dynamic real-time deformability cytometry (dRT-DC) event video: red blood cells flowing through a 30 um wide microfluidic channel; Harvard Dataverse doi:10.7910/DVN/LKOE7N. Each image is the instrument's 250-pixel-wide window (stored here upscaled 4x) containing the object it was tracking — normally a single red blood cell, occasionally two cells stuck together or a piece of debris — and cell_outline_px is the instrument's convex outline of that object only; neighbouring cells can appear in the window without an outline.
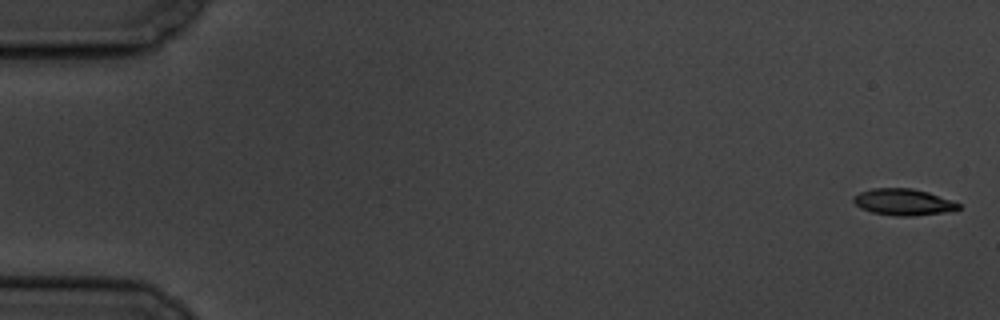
{"species": "common noctule bat (a hibernating species)", "species_latin": "Nyctalus noctula", "temperature_condition": "cold", "stored_images_in_passage": 5, "camera_frame_rate_fps": 3000, "um_per_image_px": 0.085, "animal": {"sex": "male", "body_mass_g": 19.5, "forearm_length_mm": 54.6}, "frame": {"image": 1, "passage_image": 1, "time_ms": 0.0, "image_size_px": [1000, 320], "cell_outline_px": [[960, 208], [956, 212], [912, 216], [896, 216], [872, 212], [860, 208], [852, 200], [852, 196], [860, 192], [872, 188], [912, 188], [928, 192], [960, 204]], "centroid_in_image_um": [76.8, 17.19], "position_along_channel_um": 8.2, "area_um2": 16.42}}
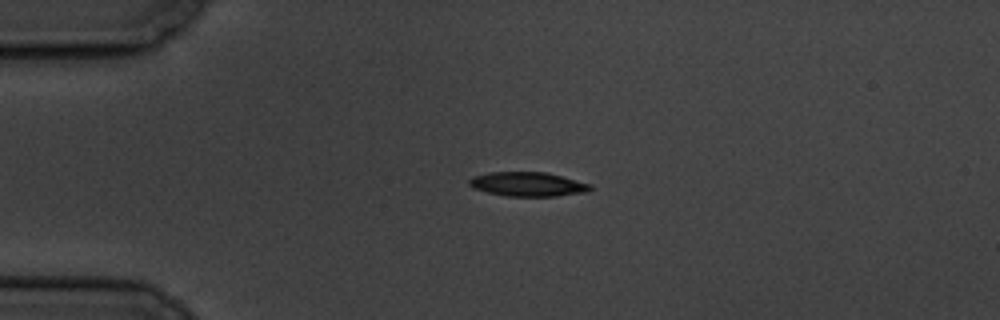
{"frame": {"image": 2, "passage_image": 4, "time_ms": 4.333, "image_size_px": [1000, 320], "cell_outline_px": [[592, 188], [588, 192], [556, 196], [508, 196], [488, 192], [472, 188], [468, 184], [468, 180], [472, 176], [488, 172], [544, 172], [592, 184]], "centroid_in_image_um": [44.84, 15.65], "position_along_channel_um": 40.2, "area_um2": 17.11}}